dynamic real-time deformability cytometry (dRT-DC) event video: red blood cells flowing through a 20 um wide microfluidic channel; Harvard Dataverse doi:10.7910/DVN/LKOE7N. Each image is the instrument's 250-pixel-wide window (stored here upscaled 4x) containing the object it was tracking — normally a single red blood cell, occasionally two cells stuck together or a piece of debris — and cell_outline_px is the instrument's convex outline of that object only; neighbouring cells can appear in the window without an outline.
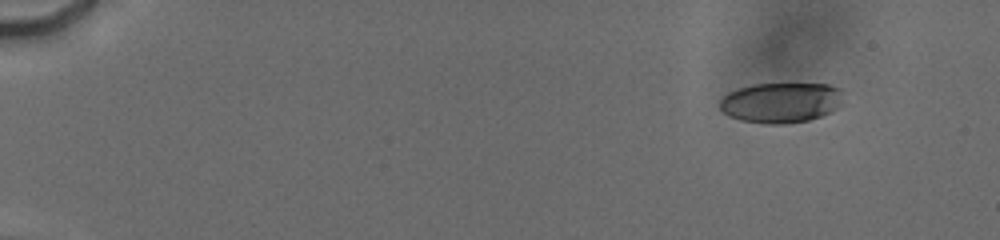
{"species": "human", "species_latin": "Homo sapiens", "temperature_condition": "cold", "stored_images_in_passage": 30, "camera_frame_rate_fps": 3000, "um_per_image_px": 0.085, "donor": {"sex": "male"}, "frame": {"image": 1, "passage_image": 8, "time_ms": 2.0, "image_size_px": [1000, 240], "cell_outline_px": [[840, 108], [820, 116], [808, 120], [784, 124], [768, 124], [740, 120], [728, 116], [720, 108], [720, 100], [728, 92], [752, 84], [828, 84], [840, 88]], "centroid_in_image_um": [66.37, 8.72], "position_along_channel_um": 18.6, "area_um2": 28.9}}
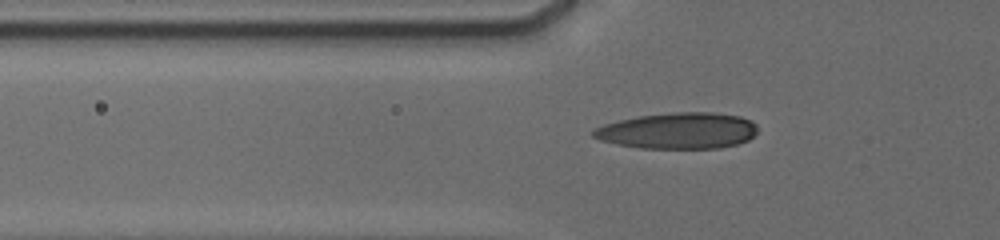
{"frame": {"image": 2, "passage_image": 24, "time_ms": 7.0, "image_size_px": [1000, 240], "cell_outline_px": [[756, 132], [748, 140], [736, 144], [720, 148], [640, 148], [616, 144], [600, 140], [592, 136], [592, 128], [604, 124], [636, 116], [672, 112], [712, 112], [740, 116], [752, 120], [756, 124]], "centroid_in_image_um": [57.61, 11.1], "position_along_channel_um": 68.2, "area_um2": 34.8}}
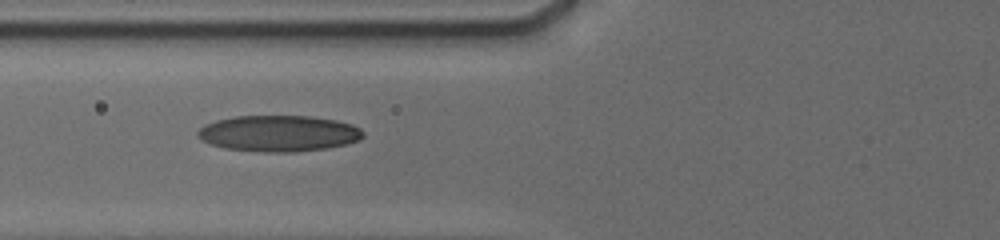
{"frame": {"image": 3, "passage_image": 29, "time_ms": 8.0, "image_size_px": [1000, 240], "cell_outline_px": [[364, 136], [360, 140], [344, 144], [324, 148], [296, 152], [264, 152], [224, 148], [200, 140], [196, 136], [196, 132], [204, 124], [216, 120], [236, 116], [312, 116], [336, 120], [352, 124], [360, 128], [364, 132]], "centroid_in_image_um": [23.67, 11.33], "position_along_channel_um": 102.1, "area_um2": 34.97}}